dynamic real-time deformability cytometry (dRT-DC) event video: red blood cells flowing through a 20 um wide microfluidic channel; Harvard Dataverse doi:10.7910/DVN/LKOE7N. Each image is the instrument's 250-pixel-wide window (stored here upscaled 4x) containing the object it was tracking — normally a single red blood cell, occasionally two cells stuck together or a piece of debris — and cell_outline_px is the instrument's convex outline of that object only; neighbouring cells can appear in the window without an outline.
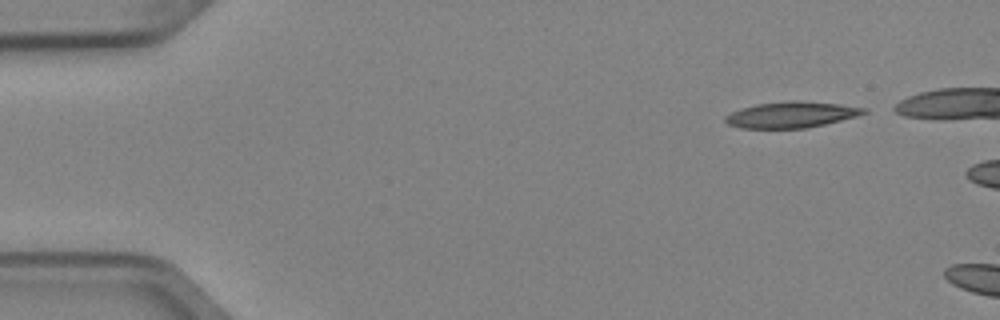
{"species": "Egyptian fruit bat (a non-hibernating species)", "species_latin": "Rousettus aegyptiacus", "temperature_condition": "cold", "stored_images_in_passage": 2, "camera_frame_rate_fps": 3000, "um_per_image_px": 0.085, "animal": {"sex": "female"}, "frame": {"image": 1, "passage_image": 1, "time_ms": 0.0, "image_size_px": [1000, 320], "cell_outline_px": [[868, 112], [856, 116], [808, 128], [740, 128], [728, 124], [724, 120], [724, 116], [740, 108], [756, 104], [788, 100], [796, 100], [840, 104], [868, 108]], "centroid_in_image_um": [67.25, 9.74], "position_along_channel_um": 17.8, "area_um2": 21.1}}